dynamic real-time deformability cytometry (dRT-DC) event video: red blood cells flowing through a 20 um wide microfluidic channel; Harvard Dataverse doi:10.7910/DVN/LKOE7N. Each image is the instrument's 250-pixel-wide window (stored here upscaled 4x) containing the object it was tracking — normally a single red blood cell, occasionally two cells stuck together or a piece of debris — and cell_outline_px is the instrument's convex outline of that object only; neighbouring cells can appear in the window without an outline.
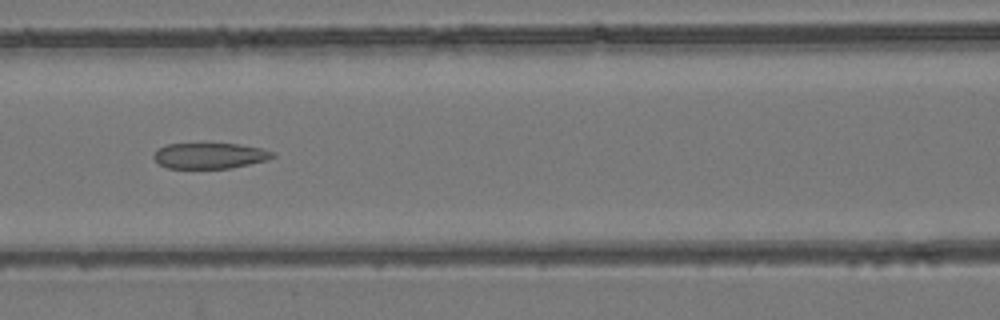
{"species": "common noctule bat (a hibernating species)", "species_latin": "Nyctalus noctula", "temperature_condition": "room temperature", "stored_images_in_passage": 5, "camera_frame_rate_fps": 3000, "um_per_image_px": 0.085, "animal": {"sex": "female", "body_mass_g": 24.6, "forearm_length_mm": 56.2}, "frame": {"image": 1, "passage_image": 5, "time_ms": 1.333, "image_size_px": [1000, 320], "cell_outline_px": [[276, 156], [268, 160], [228, 168], [168, 168], [160, 164], [152, 156], [160, 148], [168, 144], [240, 144], [260, 148], [276, 152]], "centroid_in_image_um": [17.88, 13.23], "position_along_channel_um": 148.7, "area_um2": 17.63}}